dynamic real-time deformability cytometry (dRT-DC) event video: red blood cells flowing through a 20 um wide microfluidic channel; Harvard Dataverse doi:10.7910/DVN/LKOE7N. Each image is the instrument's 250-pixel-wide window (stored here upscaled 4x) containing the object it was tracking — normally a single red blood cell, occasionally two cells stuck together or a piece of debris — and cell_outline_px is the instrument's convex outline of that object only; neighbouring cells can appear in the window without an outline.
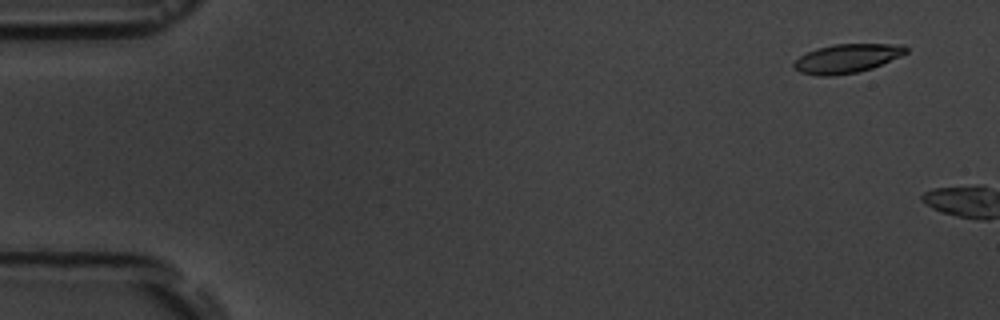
{"species": "common noctule bat (a hibernating species)", "species_latin": "Nyctalus noctula", "temperature_condition": "room temperature", "stored_images_in_passage": 7, "camera_frame_rate_fps": 3000, "um_per_image_px": 0.085, "animal": {"sex": "male", "body_mass_g": 19.5, "forearm_length_mm": 54.6}, "frame": {"image": 1, "passage_image": 2, "time_ms": 1.0, "image_size_px": [1000, 320], "cell_outline_px": [[908, 52], [900, 56], [872, 68], [856, 72], [832, 76], [816, 76], [800, 72], [792, 68], [792, 64], [800, 56], [808, 52], [820, 48], [836, 44], [904, 44], [908, 48]], "centroid_in_image_um": [71.99, 4.97], "position_along_channel_um": 13.0, "area_um2": 18.79}}
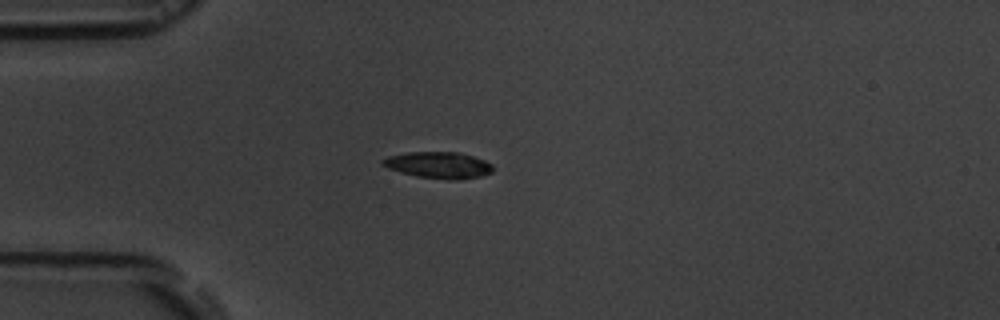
{"frame": {"image": 2, "passage_image": 6, "time_ms": 6.667, "image_size_px": [1000, 320], "cell_outline_px": [[492, 172], [480, 176], [456, 180], [452, 180], [416, 176], [400, 172], [388, 168], [380, 164], [380, 160], [388, 156], [408, 152], [456, 152], [472, 156], [484, 160], [492, 164]], "centroid_in_image_um": [37.24, 14.03], "position_along_channel_um": 47.8, "area_um2": 16.94}}